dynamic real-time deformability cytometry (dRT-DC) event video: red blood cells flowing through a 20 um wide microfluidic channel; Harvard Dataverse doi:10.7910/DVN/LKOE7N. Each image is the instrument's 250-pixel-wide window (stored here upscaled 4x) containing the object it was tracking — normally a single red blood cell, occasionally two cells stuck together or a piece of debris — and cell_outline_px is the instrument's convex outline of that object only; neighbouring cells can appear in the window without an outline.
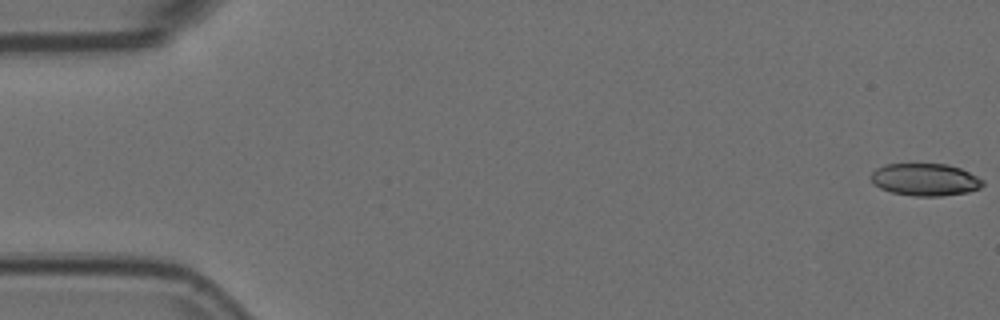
{"species": "Egyptian fruit bat (a non-hibernating species)", "species_latin": "Rousettus aegyptiacus", "temperature_condition": "room temperature", "stored_images_in_passage": 54, "camera_frame_rate_fps": 3000, "um_per_image_px": 0.085, "animal": {"sex": "female"}, "frame": {"image": 1, "passage_image": 1, "time_ms": 0.0, "image_size_px": [1000, 320], "cell_outline_px": [[984, 184], [980, 188], [968, 192], [940, 196], [916, 196], [892, 192], [880, 188], [868, 176], [876, 168], [884, 164], [948, 164], [960, 168], [984, 180]], "centroid_in_image_um": [78.63, 15.26], "position_along_channel_um": 6.4, "area_um2": 21.04}}
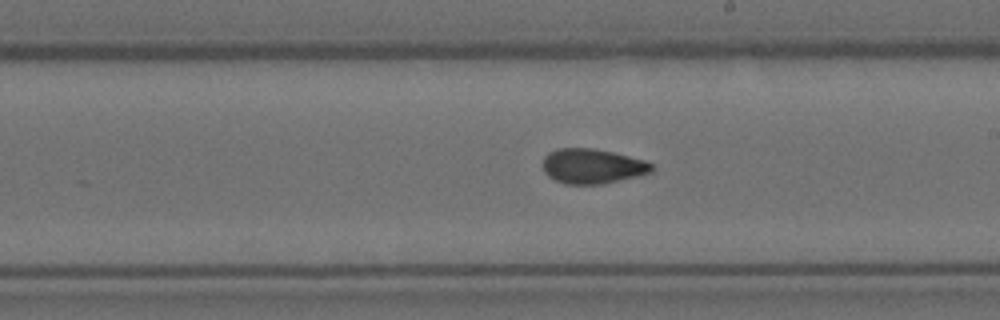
{"frame": {"image": 2, "passage_image": 31, "time_ms": 10.0, "image_size_px": [1000, 320], "cell_outline_px": [[652, 172], [604, 184], [564, 184], [548, 176], [544, 172], [544, 156], [548, 152], [560, 148], [592, 148], [612, 152], [644, 160], [652, 164]], "centroid_in_image_um": [50.33, 14.13], "position_along_channel_um": 238.7, "area_um2": 21.96}}
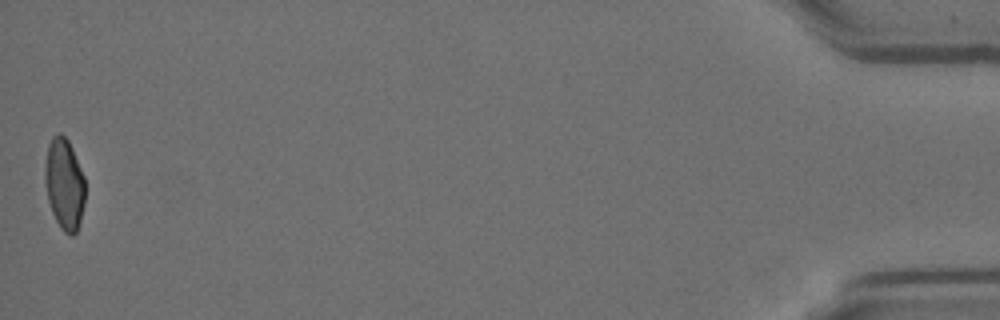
{"frame": {"image": 3, "passage_image": 54, "time_ms": 17.667, "image_size_px": [1000, 320], "cell_outline_px": [[84, 204], [80, 220], [76, 232], [72, 236], [64, 232], [60, 228], [52, 212], [48, 200], [44, 180], [44, 168], [48, 144], [52, 136], [56, 132], [60, 132], [68, 140], [72, 148], [84, 176]], "centroid_in_image_um": [5.45, 15.61], "position_along_channel_um": 429.8, "area_um2": 21.44}, "authors_computed_cell_mechanics": {"area_um2": 22.0796, "velocity_mm_per_s": 3.7777, "shape_relaxation_time_tau1_ms": null, "shape_relaxation_time_tau2_ms": 2.5343, "deformation_change_tau1": null, "deformation_change_tau2": 0.0839}}